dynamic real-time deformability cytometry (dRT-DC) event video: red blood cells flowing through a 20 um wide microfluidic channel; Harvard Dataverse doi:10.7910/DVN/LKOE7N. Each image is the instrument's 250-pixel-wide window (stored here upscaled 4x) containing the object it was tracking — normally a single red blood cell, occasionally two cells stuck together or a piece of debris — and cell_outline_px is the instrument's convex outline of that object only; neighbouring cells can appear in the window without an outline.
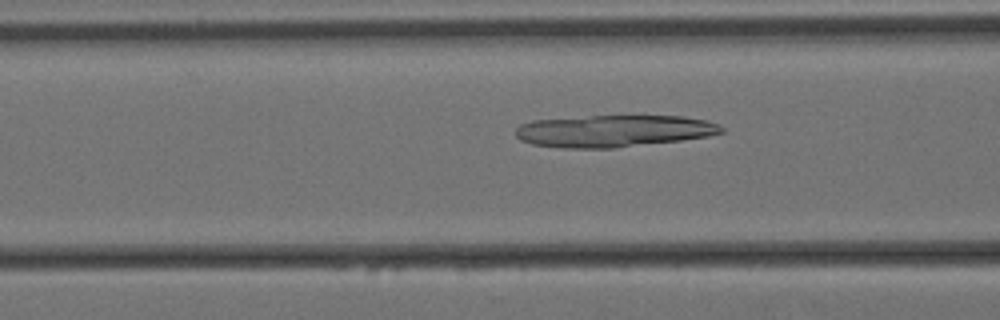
{"species": "Egyptian fruit bat (a non-hibernating species)", "species_latin": "Rousettus aegyptiacus", "temperature_condition": "cold", "stored_images_in_passage": 57, "camera_frame_rate_fps": 3000, "um_per_image_px": 0.085, "animal": {"sex": "female"}, "frame": {"image": 1, "passage_image": 21, "time_ms": 6.667, "image_size_px": [1000, 320], "cell_outline_px": [[724, 132], [708, 136], [680, 140], [612, 148], [560, 148], [532, 144], [520, 140], [516, 136], [516, 128], [520, 124], [532, 120], [592, 116], [684, 116], [708, 120], [720, 124], [724, 128]], "centroid_in_image_um": [52.17, 11.13], "position_along_channel_um": 114.4, "area_um2": 38.44}}
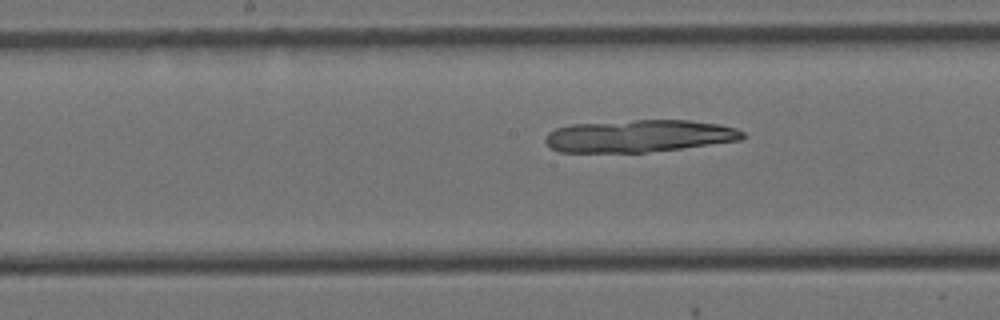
{"frame": {"image": 2, "passage_image": 28, "time_ms": 9.0, "image_size_px": [1000, 320], "cell_outline_px": [[744, 136], [740, 140], [680, 148], [644, 152], [560, 152], [552, 148], [544, 140], [548, 132], [556, 128], [572, 124], [632, 120], [688, 120], [720, 124], [736, 128], [744, 132]], "centroid_in_image_um": [54.31, 11.55], "position_along_channel_um": 193.9, "area_um2": 36.93}}
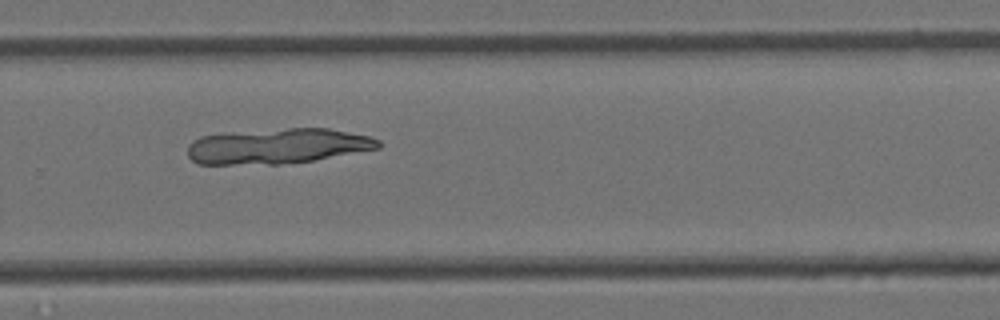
{"frame": {"image": 3, "passage_image": 38, "time_ms": 12.333, "image_size_px": [1000, 320], "cell_outline_px": [[380, 148], [312, 160], [280, 164], [200, 164], [192, 160], [188, 156], [188, 144], [192, 140], [200, 136], [224, 132], [288, 128], [328, 128], [368, 136], [380, 140]], "centroid_in_image_um": [23.54, 12.41], "position_along_channel_um": 306.3, "area_um2": 39.3}}